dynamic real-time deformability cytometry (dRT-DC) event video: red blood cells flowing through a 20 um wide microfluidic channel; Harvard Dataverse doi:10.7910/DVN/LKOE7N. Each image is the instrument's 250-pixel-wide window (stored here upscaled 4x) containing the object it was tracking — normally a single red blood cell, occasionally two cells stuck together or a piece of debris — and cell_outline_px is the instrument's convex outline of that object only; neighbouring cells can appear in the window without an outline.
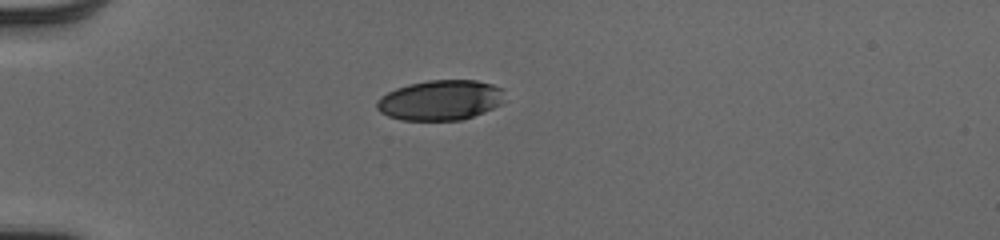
{"species": "human", "species_latin": "Homo sapiens", "temperature_condition": "cold", "stored_images_in_passage": 38, "camera_frame_rate_fps": 3000, "um_per_image_px": 0.085, "donor": {"sex": "male"}, "frame": {"image": 1, "passage_image": 1, "time_ms": 0.0, "image_size_px": [1000, 240], "cell_outline_px": [[508, 100], [484, 112], [460, 120], [400, 120], [388, 116], [380, 112], [376, 108], [376, 100], [380, 96], [396, 88], [408, 84], [428, 80], [476, 80], [492, 84], [500, 88]], "centroid_in_image_um": [37.42, 8.51], "position_along_channel_um": 47.6, "area_um2": 30.11}}
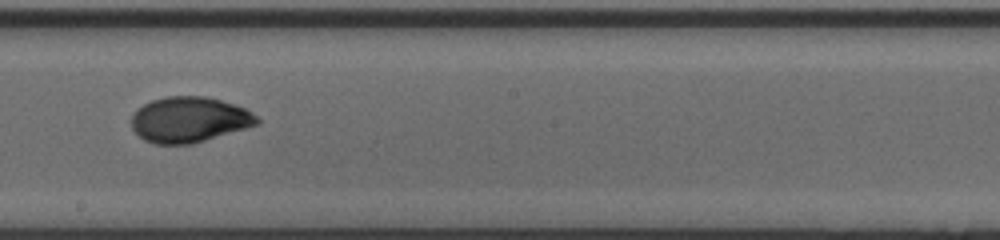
{"frame": {"image": 2, "passage_image": 17, "time_ms": 5.333, "image_size_px": [1000, 240], "cell_outline_px": [[260, 124], [192, 144], [156, 144], [144, 140], [132, 128], [132, 116], [144, 104], [152, 100], [164, 96], [204, 96], [220, 100], [244, 108], [252, 112], [260, 120]], "centroid_in_image_um": [16.1, 10.17], "position_along_channel_um": 232.1, "area_um2": 33.12}}
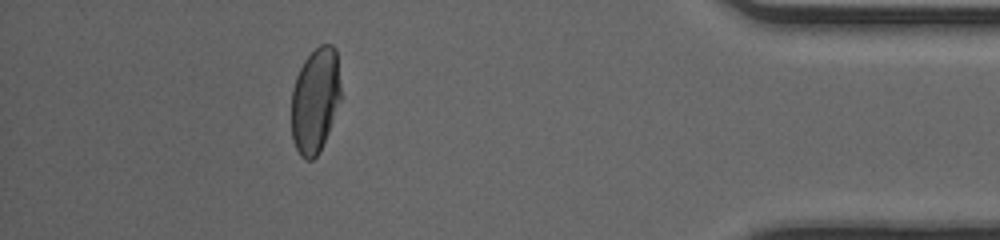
{"frame": {"image": 3, "passage_image": 33, "time_ms": 10.667, "image_size_px": [1000, 240], "cell_outline_px": [[340, 100], [328, 132], [320, 152], [312, 160], [304, 160], [300, 156], [292, 140], [292, 88], [296, 76], [304, 60], [320, 44], [332, 44], [336, 48], [340, 84]], "centroid_in_image_um": [26.78, 8.53], "position_along_channel_um": 408.4, "area_um2": 30.29}, "authors_computed_cell_mechanics": {"area_um2": 32.2813, "velocity_mm_per_s": 4.055, "shape_relaxation_time_tau1_ms": 6.2417, "shape_relaxation_time_tau2_ms": 1.0199, "deformation_change_tau1": 0.184, "deformation_change_tau2": 0.0447}}